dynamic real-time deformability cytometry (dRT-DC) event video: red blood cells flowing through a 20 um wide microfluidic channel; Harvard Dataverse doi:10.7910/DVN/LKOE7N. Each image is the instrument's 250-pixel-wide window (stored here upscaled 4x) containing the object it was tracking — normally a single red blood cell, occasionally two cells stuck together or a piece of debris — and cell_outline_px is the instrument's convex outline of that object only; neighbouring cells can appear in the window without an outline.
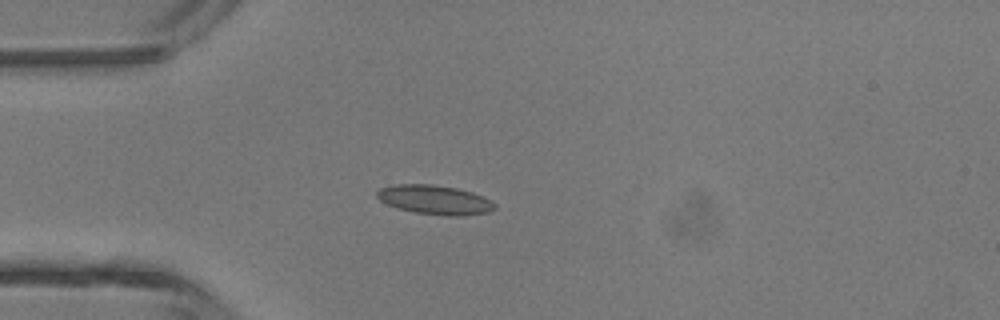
{"species": "common noctule bat (a hibernating species)", "species_latin": "Nyctalus noctula", "temperature_condition": "room temperature", "stored_images_in_passage": 5, "camera_frame_rate_fps": 3000, "um_per_image_px": 0.085, "animal": {"sex": "male", "body_mass_g": 13.3}, "frame": {"image": 1, "passage_image": 4, "time_ms": 1.0, "image_size_px": [1000, 320], "cell_outline_px": [[496, 208], [488, 212], [460, 216], [448, 216], [416, 212], [396, 208], [380, 200], [376, 196], [376, 192], [380, 188], [396, 184], [432, 184], [456, 188], [472, 192], [496, 204]], "centroid_in_image_um": [36.93, 16.98], "position_along_channel_um": 48.1, "area_um2": 19.88}}